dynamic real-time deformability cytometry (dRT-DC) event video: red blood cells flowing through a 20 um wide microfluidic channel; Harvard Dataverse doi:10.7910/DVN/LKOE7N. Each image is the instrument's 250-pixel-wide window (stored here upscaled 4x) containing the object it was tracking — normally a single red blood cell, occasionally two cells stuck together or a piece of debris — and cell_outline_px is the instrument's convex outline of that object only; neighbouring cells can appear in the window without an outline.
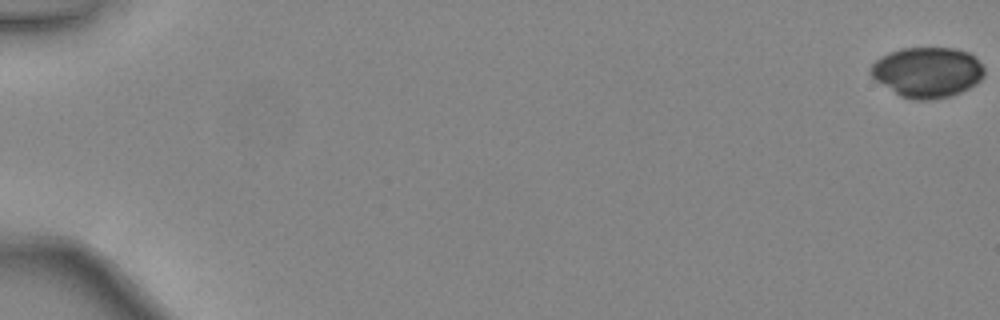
{"species": "common noctule bat (a hibernating species)", "species_latin": "Nyctalus noctula", "temperature_condition": "warm", "stored_images_in_passage": 49, "camera_frame_rate_fps": 3000, "um_per_image_px": 0.085, "animal": {"sex": "female", "body_mass_g": 24.6, "forearm_length_mm": 56.2}, "frame": {"image": 1, "passage_image": 1, "time_ms": 0.0, "image_size_px": [1000, 320], "cell_outline_px": [[984, 76], [980, 80], [968, 88], [960, 92], [948, 96], [928, 100], [916, 100], [900, 96], [876, 80], [868, 72], [868, 68], [880, 56], [888, 52], [900, 48], [952, 48], [968, 52], [976, 56], [984, 68]], "centroid_in_image_um": [78.8, 6.12], "position_along_channel_um": 6.2, "area_um2": 33.35}}